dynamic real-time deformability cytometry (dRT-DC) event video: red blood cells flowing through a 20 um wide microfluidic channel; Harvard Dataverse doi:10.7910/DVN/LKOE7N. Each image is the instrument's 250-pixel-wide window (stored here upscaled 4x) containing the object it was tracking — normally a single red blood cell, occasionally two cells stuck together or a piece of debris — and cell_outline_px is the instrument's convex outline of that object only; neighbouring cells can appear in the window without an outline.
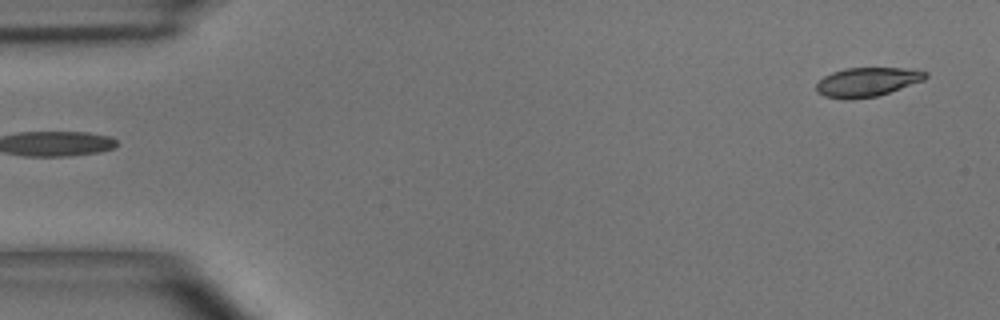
{"species": "common noctule bat (a hibernating species)", "species_latin": "Nyctalus noctula", "temperature_condition": "room temperature", "stored_images_in_passage": 5, "segment_of_instrument_passage": [2, 2], "camera_frame_rate_fps": 3000, "um_per_image_px": 0.085, "animal": {"sex": "male", "body_mass_g": 15.6}, "frame": {"image": 1, "passage_image": 5, "time_ms": 4.667, "image_size_px": [1000, 320], "cell_outline_px": [[928, 76], [924, 80], [876, 96], [824, 96], [816, 92], [816, 84], [824, 76], [832, 72], [844, 68], [916, 68], [928, 72]], "centroid_in_image_um": [73.77, 6.9], "position_along_channel_um": 11.2, "area_um2": 17.86}}